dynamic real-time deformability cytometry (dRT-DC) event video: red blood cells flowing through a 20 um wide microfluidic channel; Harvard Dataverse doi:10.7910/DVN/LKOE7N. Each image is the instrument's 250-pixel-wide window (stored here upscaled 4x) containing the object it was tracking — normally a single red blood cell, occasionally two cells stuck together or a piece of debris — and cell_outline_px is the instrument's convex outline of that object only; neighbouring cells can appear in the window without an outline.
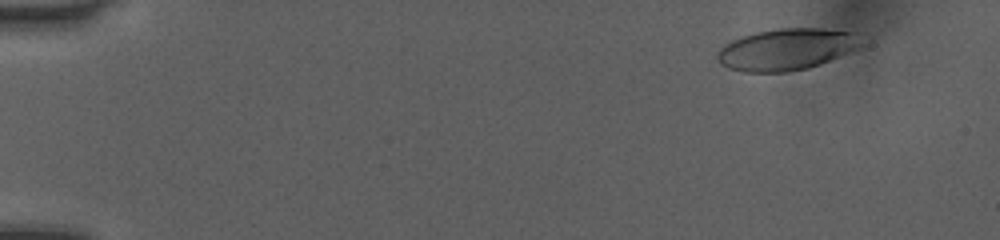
{"species": "human", "species_latin": "Homo sapiens", "temperature_condition": "room temperature", "stored_images_in_passage": 47, "camera_frame_rate_fps": 3000, "um_per_image_px": 0.085, "donor": {"sex": "female"}, "frame": {"image": 1, "passage_image": 1, "time_ms": 0.0, "image_size_px": [1000, 240], "cell_outline_px": [[860, 44], [856, 48], [848, 52], [820, 64], [808, 68], [788, 72], [744, 72], [728, 68], [720, 64], [716, 60], [716, 56], [720, 48], [724, 44], [732, 40], [756, 32], [780, 28], [820, 28], [852, 32]], "centroid_in_image_um": [66.75, 4.21], "position_along_channel_um": 18.2, "area_um2": 34.45}}
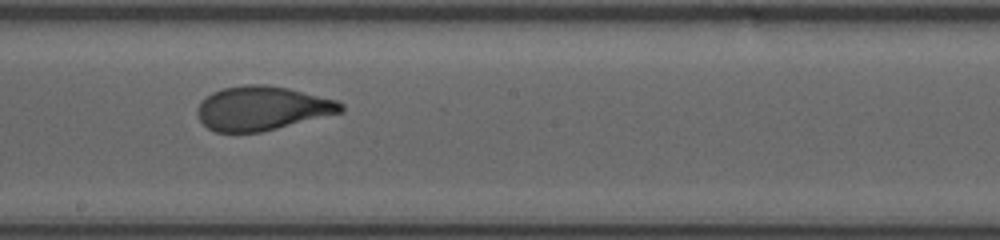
{"frame": {"image": 2, "passage_image": 26, "time_ms": 8.333, "image_size_px": [1000, 240], "cell_outline_px": [[344, 112], [260, 132], [216, 132], [208, 128], [200, 120], [196, 112], [196, 108], [212, 92], [224, 88], [244, 84], [264, 84], [288, 88], [336, 100], [344, 104]], "centroid_in_image_um": [22.29, 9.2], "position_along_channel_um": 225.9, "area_um2": 36.7}}
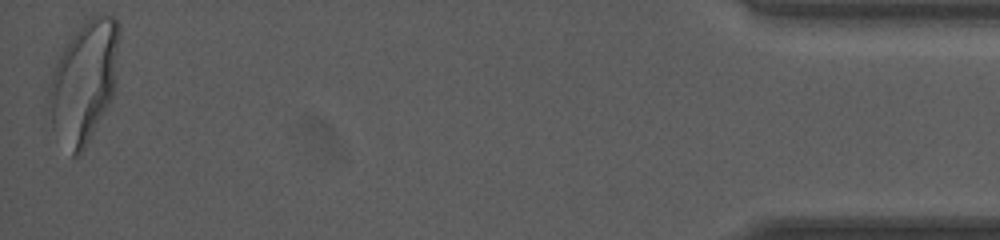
{"frame": {"image": 3, "passage_image": 47, "time_ms": 15.333, "image_size_px": [1000, 240], "cell_outline_px": [[120, 36], [112, 96], [108, 108], [84, 148], [76, 156], [72, 156], [52, 128], [48, 96], [48, 88], [52, 72], [56, 60], [80, 24], [92, 16], [104, 12], [116, 16], [120, 28]], "centroid_in_image_um": [7.15, 6.88], "position_along_channel_um": 428.0, "area_um2": 49.71}, "authors_computed_cell_mechanics": {"area_um2": 37.1076, "velocity_mm_per_s": 4.0422, "shape_relaxation_time_tau1_ms": 4.8282, "shape_relaxation_time_tau2_ms": null, "deformation_change_tau1": 0.19, "deformation_change_tau2": null}}